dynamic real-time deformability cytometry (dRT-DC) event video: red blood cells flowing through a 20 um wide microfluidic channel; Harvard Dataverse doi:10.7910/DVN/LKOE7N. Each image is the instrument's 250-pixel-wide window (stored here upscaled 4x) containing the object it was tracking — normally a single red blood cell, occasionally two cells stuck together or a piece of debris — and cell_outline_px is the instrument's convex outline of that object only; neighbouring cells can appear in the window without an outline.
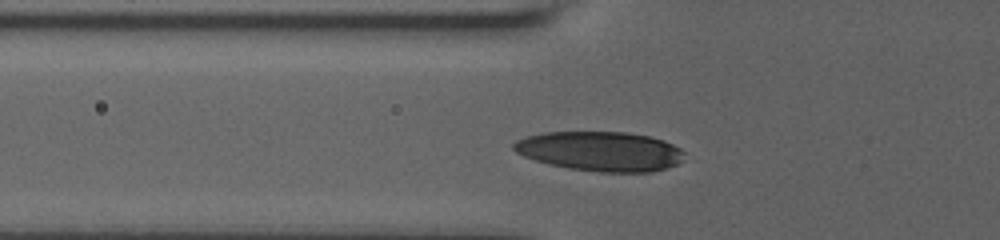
{"species": "human", "species_latin": "Homo sapiens", "temperature_condition": "room temperature", "stored_images_in_passage": 30, "camera_frame_rate_fps": 3000, "um_per_image_px": 0.085, "donor": {"sex": "male"}, "frame": {"image": 1, "passage_image": 2, "time_ms": 0.333, "image_size_px": [1000, 240], "cell_outline_px": [[684, 152], [680, 160], [676, 164], [668, 168], [652, 172], [600, 172], [568, 168], [548, 164], [524, 156], [516, 152], [512, 148], [512, 144], [516, 140], [524, 136], [544, 132], [628, 132], [652, 136], [664, 140], [680, 148]], "centroid_in_image_um": [51.01, 12.85], "position_along_channel_um": 74.8, "area_um2": 39.59}}
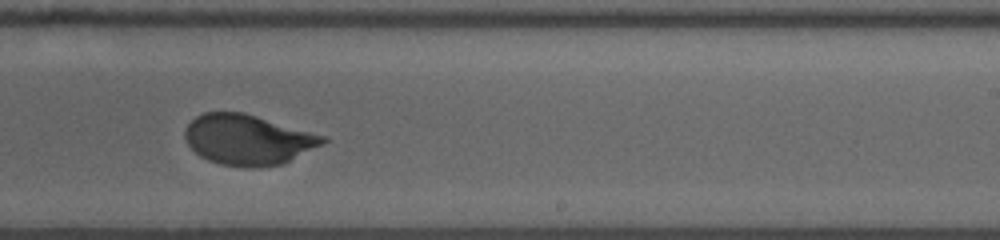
{"frame": {"image": 2, "passage_image": 18, "time_ms": 5.667, "image_size_px": [1000, 240], "cell_outline_px": [[328, 140], [324, 144], [284, 164], [252, 168], [244, 168], [220, 164], [208, 160], [200, 156], [188, 144], [184, 136], [184, 128], [196, 116], [204, 112], [244, 112], [328, 136]], "centroid_in_image_um": [21.11, 11.88], "position_along_channel_um": 267.9, "area_um2": 40.92}}
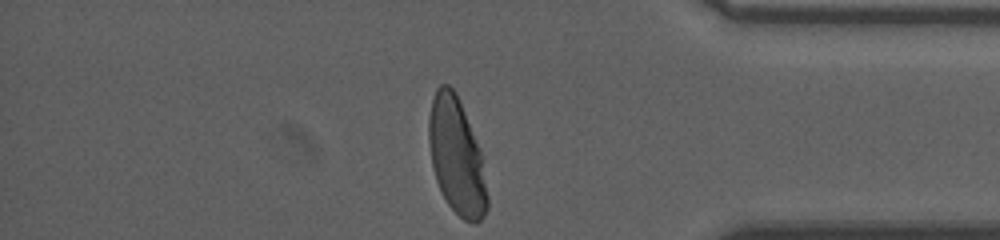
{"frame": {"image": 3, "passage_image": 30, "time_ms": 9.667, "image_size_px": [1000, 240], "cell_outline_px": [[488, 208], [484, 216], [476, 224], [472, 224], [464, 220], [448, 204], [436, 180], [432, 164], [428, 140], [428, 120], [432, 100], [436, 88], [440, 84], [448, 84], [456, 92], [480, 152], [488, 196]], "centroid_in_image_um": [38.79, 13.31], "position_along_channel_um": 396.4, "area_um2": 39.13}, "authors_computed_cell_mechanics": {"area_um2": 40.3444, "velocity_mm_per_s": 3.6387, "shape_relaxation_time_tau1_ms": 3.2309, "shape_relaxation_time_tau2_ms": null, "deformation_change_tau1": 0.1589, "deformation_change_tau2": null}}